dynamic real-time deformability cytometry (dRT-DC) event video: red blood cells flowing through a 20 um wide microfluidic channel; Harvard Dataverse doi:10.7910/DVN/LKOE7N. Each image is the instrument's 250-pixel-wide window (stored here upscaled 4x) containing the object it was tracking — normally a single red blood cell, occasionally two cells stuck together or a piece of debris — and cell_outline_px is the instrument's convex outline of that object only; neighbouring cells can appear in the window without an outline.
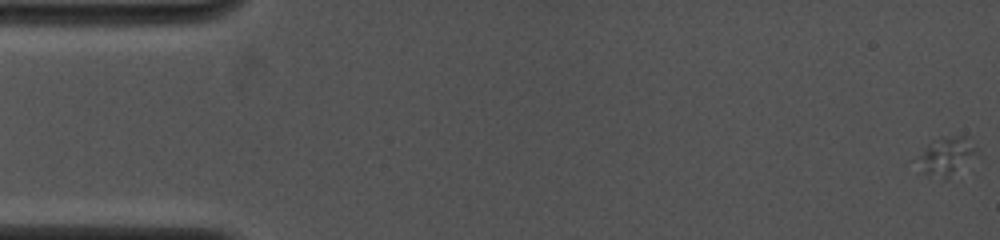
{"species": "common noctule bat (a hibernating species)", "species_latin": "Nyctalus noctula", "temperature_condition": "cold", "stored_images_in_passage": 15, "camera_frame_rate_fps": 4000, "um_per_image_px": 0.085, "animal": {"sex": "female", "body_mass_g": 19.0, "forearm_length_mm": 53.3}, "frame": {"image": 1, "passage_image": 1, "time_ms": 0.0, "image_size_px": [1000, 240], "cell_outline_px": [[980, 148], [948, 180], [920, 172], [920, 156], [928, 144], [936, 140], [952, 136], [968, 136]], "centroid_in_image_um": [80.49, 13.26], "position_along_channel_um": 4.5, "area_um2": 12.66}}
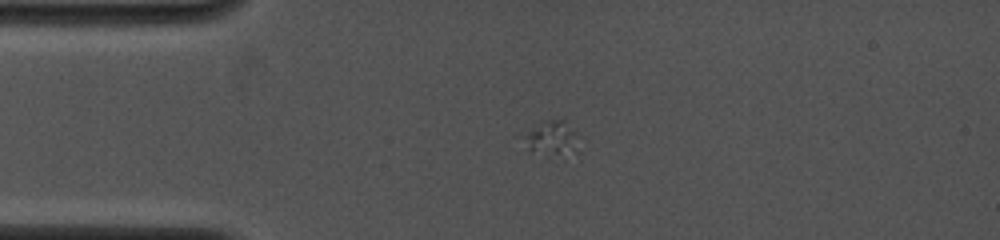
{"frame": {"image": 2, "passage_image": 13, "time_ms": 3.75, "image_size_px": [1000, 240], "cell_outline_px": [[576, 132], [572, 152], [564, 160], [544, 160], [532, 152], [524, 136], [540, 120], [564, 120]], "centroid_in_image_um": [46.87, 11.87], "position_along_channel_um": 38.1, "area_um2": 11.56}}